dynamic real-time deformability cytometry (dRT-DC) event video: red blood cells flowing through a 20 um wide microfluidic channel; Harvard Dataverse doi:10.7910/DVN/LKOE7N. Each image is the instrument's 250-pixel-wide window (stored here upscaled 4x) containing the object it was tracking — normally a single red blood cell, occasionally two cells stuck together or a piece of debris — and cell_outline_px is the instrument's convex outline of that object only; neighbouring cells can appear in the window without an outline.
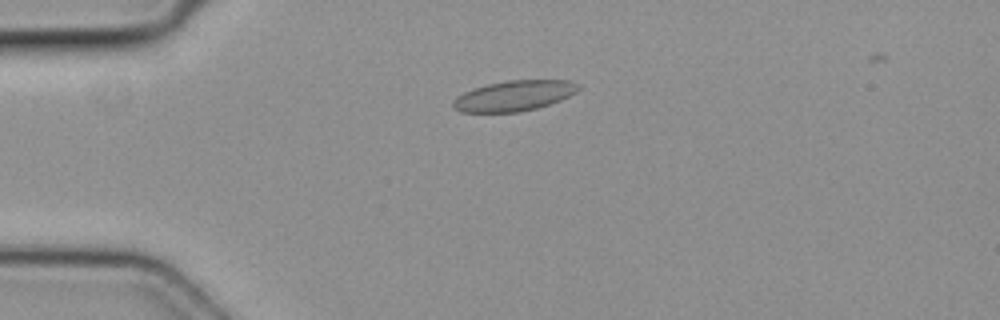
{"species": "common noctule bat (a hibernating species)", "species_latin": "Nyctalus noctula", "temperature_condition": "cold", "stored_images_in_passage": 4, "camera_frame_rate_fps": 3000, "um_per_image_px": 0.085, "animal": {"sex": "female", "body_mass_g": 19.3, "forearm_length_mm": 54.1}, "frame": {"image": 1, "passage_image": 2, "time_ms": 0.333, "image_size_px": [1000, 320], "cell_outline_px": [[580, 88], [576, 92], [560, 100], [536, 108], [520, 112], [460, 112], [452, 104], [456, 96], [464, 92], [488, 84], [508, 80], [568, 80], [580, 84]], "centroid_in_image_um": [43.71, 8.13], "position_along_channel_um": 41.3, "area_um2": 22.02}}
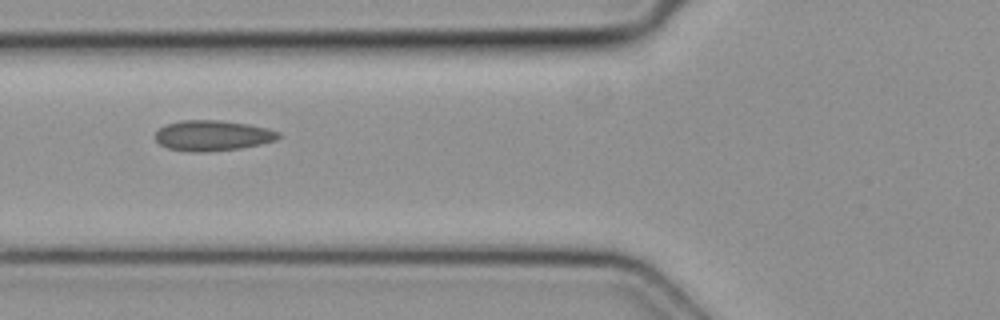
{"frame": {"image": 2, "passage_image": 4, "time_ms": 1.0, "image_size_px": [1000, 320], "cell_outline_px": [[280, 136], [276, 140], [260, 144], [240, 148], [200, 152], [192, 152], [168, 148], [160, 144], [156, 140], [156, 132], [160, 128], [168, 124], [180, 120], [220, 120], [248, 124], [268, 128], [280, 132]], "centroid_in_image_um": [18.08, 11.51], "position_along_channel_um": 107.7, "area_um2": 21.73}}